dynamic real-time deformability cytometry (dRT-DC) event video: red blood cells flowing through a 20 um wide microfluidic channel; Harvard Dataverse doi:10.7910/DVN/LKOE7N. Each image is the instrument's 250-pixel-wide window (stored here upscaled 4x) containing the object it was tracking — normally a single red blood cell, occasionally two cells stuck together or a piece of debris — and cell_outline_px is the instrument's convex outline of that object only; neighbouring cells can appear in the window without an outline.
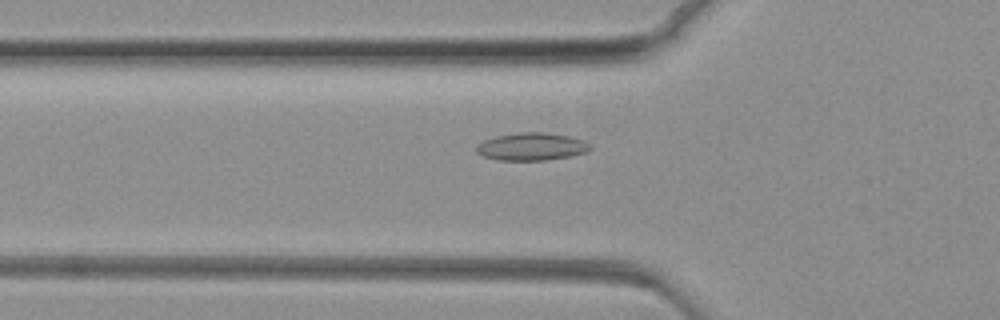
{"species": "common noctule bat (a hibernating species)", "species_latin": "Nyctalus noctula", "temperature_condition": "warm", "stored_images_in_passage": 79, "camera_frame_rate_fps": 3000, "um_per_image_px": 0.085, "animal": {"sex": "female", "body_mass_g": 19.3, "forearm_length_mm": 54.1}, "frame": {"image": 1, "passage_image": 28, "time_ms": 9.0, "image_size_px": [1000, 320], "cell_outline_px": [[592, 148], [588, 152], [568, 156], [544, 160], [500, 160], [484, 156], [476, 152], [476, 148], [484, 140], [496, 136], [520, 132], [548, 132], [568, 136], [584, 140]], "centroid_in_image_um": [45.21, 12.45], "position_along_channel_um": 80.6, "area_um2": 18.15}}
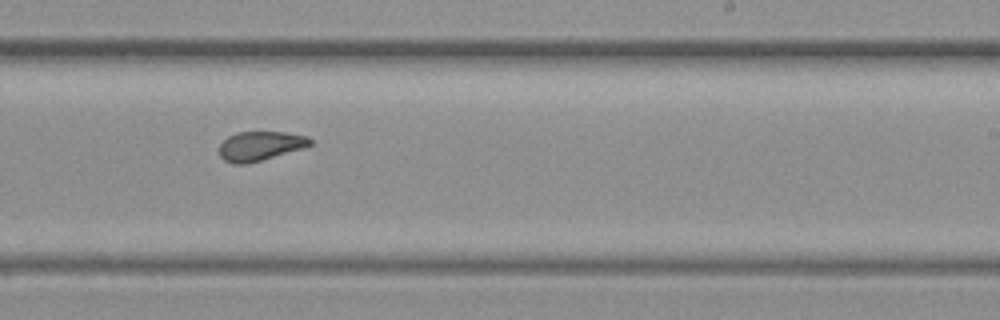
{"frame": {"image": 2, "passage_image": 49, "time_ms": 16.0, "image_size_px": [1000, 320], "cell_outline_px": [[312, 144], [300, 148], [260, 160], [244, 164], [232, 164], [224, 160], [220, 156], [220, 144], [228, 136], [236, 132], [284, 132], [308, 136], [312, 140]], "centroid_in_image_um": [22.08, 12.39], "position_along_channel_um": 266.9, "area_um2": 15.2}}
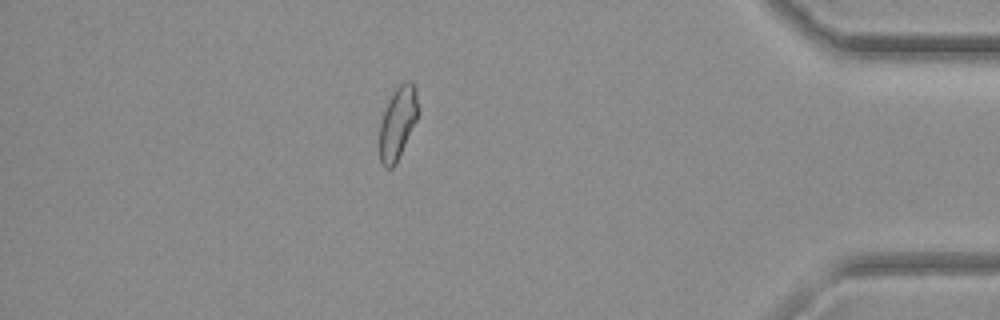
{"frame": {"image": 3, "passage_image": 69, "time_ms": 22.667, "image_size_px": [1000, 320], "cell_outline_px": [[416, 120], [396, 164], [392, 168], [384, 168], [380, 164], [380, 124], [388, 100], [396, 88], [404, 80], [412, 80], [416, 88]], "centroid_in_image_um": [33.78, 10.46], "position_along_channel_um": 401.4, "area_um2": 16.01}}